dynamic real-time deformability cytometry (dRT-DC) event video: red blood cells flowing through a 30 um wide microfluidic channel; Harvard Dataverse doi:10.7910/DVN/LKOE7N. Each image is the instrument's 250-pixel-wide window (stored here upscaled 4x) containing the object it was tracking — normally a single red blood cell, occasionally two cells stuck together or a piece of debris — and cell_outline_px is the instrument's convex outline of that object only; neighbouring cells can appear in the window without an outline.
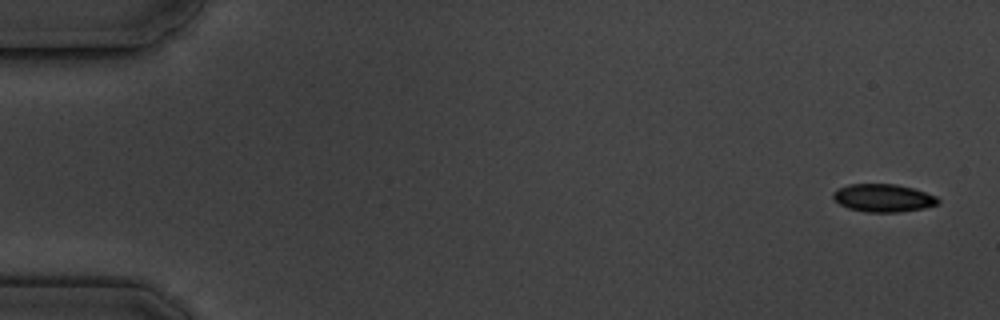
{"species": "common noctule bat (a hibernating species)", "species_latin": "Nyctalus noctula", "temperature_condition": "cold", "stored_images_in_passage": 10, "camera_frame_rate_fps": 3000, "um_per_image_px": 0.085, "animal": {"sex": "male", "body_mass_g": 19.5, "forearm_length_mm": 54.6}, "frame": {"image": 1, "passage_image": 1, "time_ms": 0.0, "image_size_px": [1000, 320], "cell_outline_px": [[940, 200], [936, 204], [924, 208], [900, 212], [864, 212], [848, 208], [840, 204], [832, 196], [832, 192], [848, 184], [896, 184], [912, 188], [936, 196]], "centroid_in_image_um": [75.06, 16.83], "position_along_channel_um": 9.9, "area_um2": 16.94}}
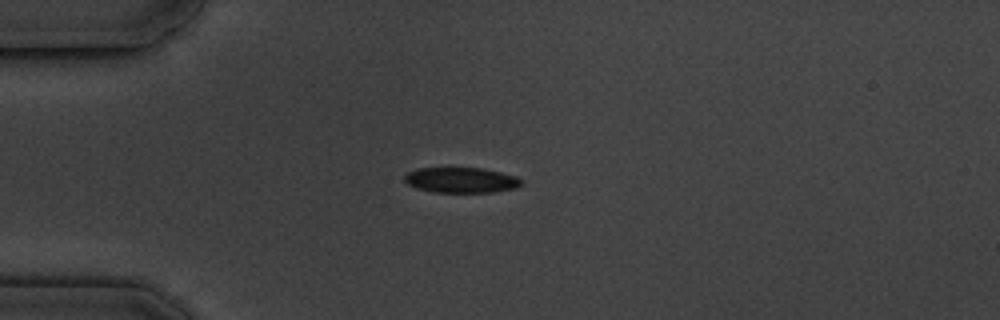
{"frame": {"image": 2, "passage_image": 5, "time_ms": 4.333, "image_size_px": [1000, 320], "cell_outline_px": [[524, 184], [516, 188], [492, 192], [436, 192], [416, 188], [408, 184], [404, 180], [404, 176], [408, 172], [420, 168], [480, 168], [500, 172], [516, 176]], "centroid_in_image_um": [39.2, 15.31], "position_along_channel_um": 45.8, "area_um2": 17.17}}
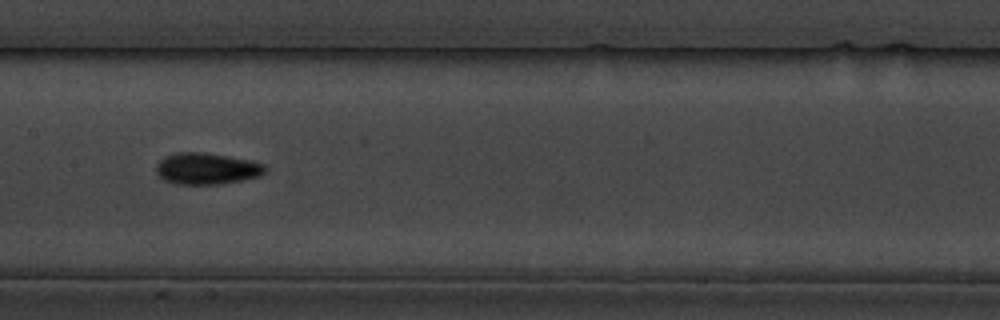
{"frame": {"image": 3, "passage_image": 9, "time_ms": 9.0, "image_size_px": [1000, 320], "cell_outline_px": [[268, 168], [260, 176], [220, 184], [176, 184], [164, 180], [156, 172], [156, 164], [164, 156], [176, 152], [200, 152], [252, 160], [264, 164]], "centroid_in_image_um": [17.56, 14.33], "position_along_channel_um": 189.8, "area_um2": 20.0}}